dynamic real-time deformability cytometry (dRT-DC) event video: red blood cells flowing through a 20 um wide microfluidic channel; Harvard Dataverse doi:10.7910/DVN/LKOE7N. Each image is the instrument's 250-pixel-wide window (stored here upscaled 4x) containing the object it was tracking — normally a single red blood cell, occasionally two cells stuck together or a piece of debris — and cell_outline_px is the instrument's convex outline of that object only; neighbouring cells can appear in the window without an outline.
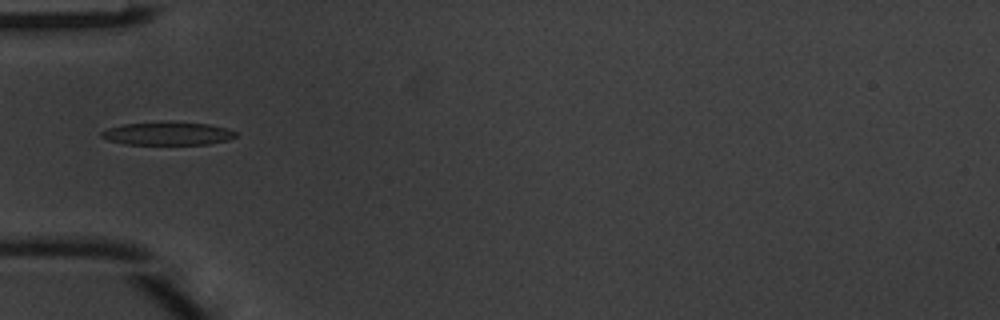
{"species": "common noctule bat (a hibernating species)", "species_latin": "Nyctalus noctula", "temperature_condition": "warm", "stored_images_in_passage": 1, "camera_frame_rate_fps": 3000, "um_per_image_px": 0.085, "animal": {"sex": "male", "body_mass_g": 20.1, "forearm_length_mm": 53.5}, "frame": {"image": 1, "passage_image": 1, "time_ms": 0.0, "image_size_px": [1000, 320], "cell_outline_px": [[236, 136], [228, 140], [208, 144], [124, 144], [108, 140], [100, 136], [100, 132], [108, 128], [124, 124], [168, 120], [172, 120], [208, 124], [228, 128], [236, 132]], "centroid_in_image_um": [14.25, 11.32], "position_along_channel_um": 70.7, "area_um2": 18.5}}